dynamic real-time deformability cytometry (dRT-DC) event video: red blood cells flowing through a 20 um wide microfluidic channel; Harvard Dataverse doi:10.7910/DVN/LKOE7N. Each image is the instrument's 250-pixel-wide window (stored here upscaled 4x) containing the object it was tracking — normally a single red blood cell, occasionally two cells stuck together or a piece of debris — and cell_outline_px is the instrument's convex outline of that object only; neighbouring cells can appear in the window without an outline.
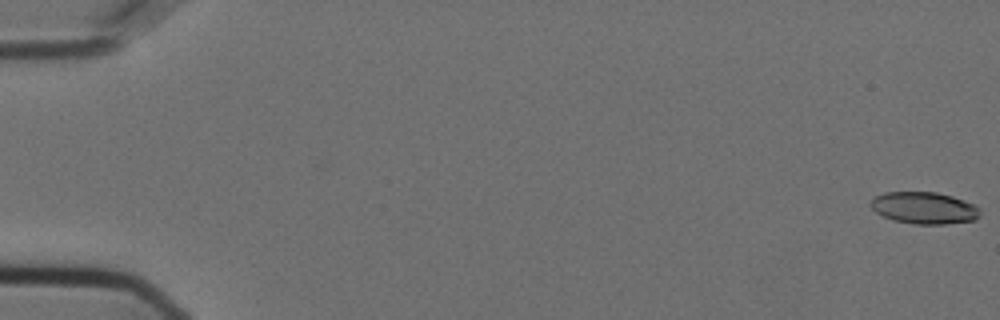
{"species": "Egyptian fruit bat (a non-hibernating species)", "species_latin": "Rousettus aegyptiacus", "temperature_condition": "cold", "stored_images_in_passage": 57, "camera_frame_rate_fps": 3000, "um_per_image_px": 0.085, "animal": {"sex": "female"}, "frame": {"image": 1, "passage_image": 1, "time_ms": 0.0, "image_size_px": [1000, 320], "cell_outline_px": [[980, 216], [976, 220], [944, 224], [912, 224], [892, 220], [876, 212], [868, 204], [876, 196], [884, 192], [936, 192], [952, 196], [964, 200], [980, 208]], "centroid_in_image_um": [78.56, 17.68], "position_along_channel_um": 6.4, "area_um2": 20.4}}
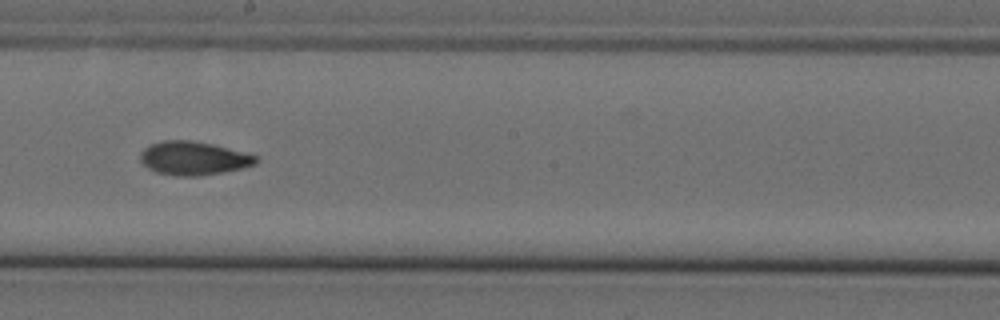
{"frame": {"image": 2, "passage_image": 33, "time_ms": 10.667, "image_size_px": [1000, 320], "cell_outline_px": [[260, 160], [256, 164], [244, 168], [224, 172], [200, 176], [176, 176], [156, 172], [148, 168], [140, 160], [140, 152], [144, 148], [152, 144], [164, 140], [192, 140], [212, 144], [256, 156]], "centroid_in_image_um": [16.44, 13.46], "position_along_channel_um": 231.8, "area_um2": 22.6}}
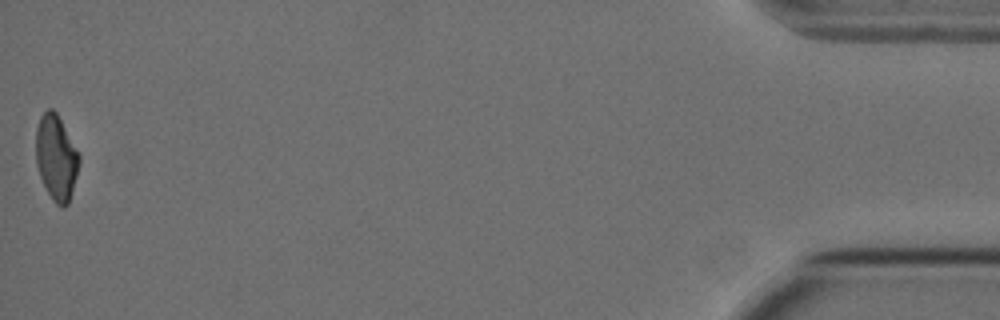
{"frame": {"image": 3, "passage_image": 57, "time_ms": 18.667, "image_size_px": [1000, 320], "cell_outline_px": [[80, 160], [76, 176], [68, 204], [64, 208], [60, 208], [52, 200], [40, 176], [36, 164], [36, 128], [40, 116], [48, 108], [52, 108], [56, 112], [80, 152]], "centroid_in_image_um": [4.78, 13.38], "position_along_channel_um": 430.4, "area_um2": 21.62}, "authors_computed_cell_mechanics": {"area_um2": 21.7906, "velocity_mm_per_s": 3.6179, "shape_relaxation_time_tau1_ms": 6.0098, "shape_relaxation_time_tau2_ms": 4.7857, "deformation_change_tau1": 0.1647, "deformation_change_tau2": 0.078}}